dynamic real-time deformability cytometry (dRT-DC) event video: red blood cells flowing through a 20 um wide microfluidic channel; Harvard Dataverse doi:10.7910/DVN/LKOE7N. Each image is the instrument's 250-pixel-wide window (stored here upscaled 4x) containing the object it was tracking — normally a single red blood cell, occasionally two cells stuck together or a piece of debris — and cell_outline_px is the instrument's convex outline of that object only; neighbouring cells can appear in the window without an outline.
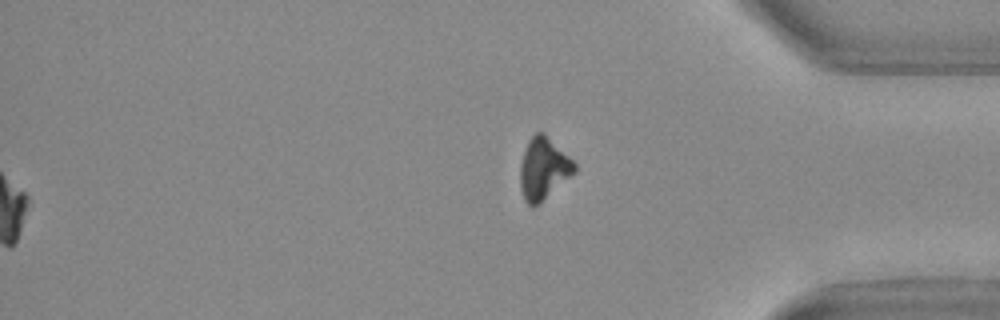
{"species": "Egyptian fruit bat (a non-hibernating species)", "species_latin": "Rousettus aegyptiacus", "temperature_condition": "warm", "stored_images_in_passage": 51, "segment_of_instrument_passage": [2, 2], "camera_frame_rate_fps": 3000, "um_per_image_px": 0.085, "animal": {"sex": "female"}, "frame": {"image": 1, "passage_image": 51, "time_ms": 16.667, "image_size_px": [1000, 320], "cell_outline_px": [[576, 172], [540, 204], [528, 204], [524, 200], [520, 188], [520, 164], [528, 140], [536, 132], [544, 132], [576, 164]], "centroid_in_image_um": [46.19, 14.34], "position_along_channel_um": 389.0, "area_um2": 19.54}}